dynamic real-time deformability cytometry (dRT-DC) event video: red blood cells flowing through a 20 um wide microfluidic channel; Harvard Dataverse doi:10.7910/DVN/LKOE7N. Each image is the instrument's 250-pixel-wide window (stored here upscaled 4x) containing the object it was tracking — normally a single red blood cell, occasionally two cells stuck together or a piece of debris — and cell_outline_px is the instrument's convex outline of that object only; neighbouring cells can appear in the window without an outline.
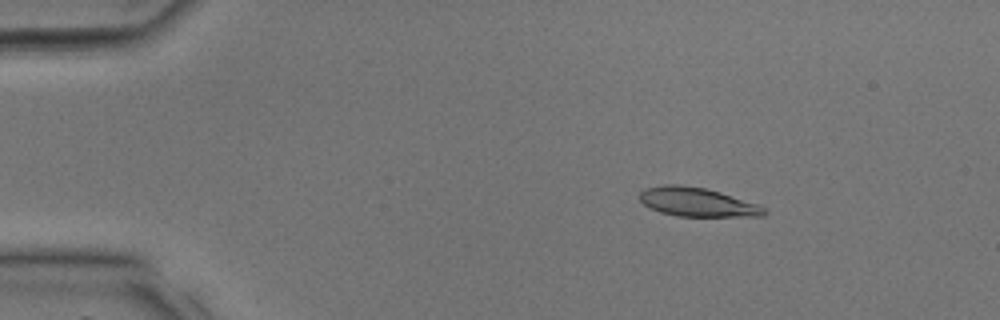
{"species": "common noctule bat (a hibernating species)", "species_latin": "Nyctalus noctula", "temperature_condition": "room temperature", "stored_images_in_passage": 35, "camera_frame_rate_fps": 3000, "um_per_image_px": 0.085, "animal": {"sex": "male", "body_mass_g": 17.9, "forearm_length_mm": 54.2}, "frame": {"image": 1, "passage_image": 6, "time_ms": 1.667, "image_size_px": [1000, 320], "cell_outline_px": [[768, 212], [764, 216], [676, 216], [660, 212], [644, 204], [640, 200], [640, 192], [644, 188], [664, 184], [680, 184], [704, 188], [720, 192], [760, 204]], "centroid_in_image_um": [59.28, 17.17], "position_along_channel_um": 25.7, "area_um2": 21.04}}
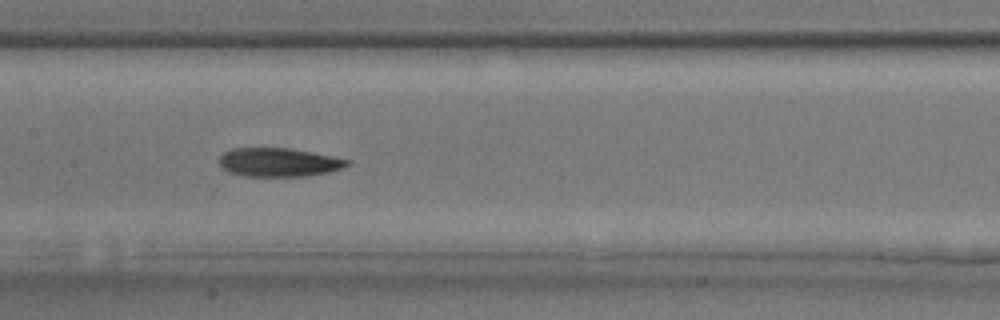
{"frame": {"image": 2, "passage_image": 18, "time_ms": 5.667, "image_size_px": [1000, 320], "cell_outline_px": [[352, 164], [344, 168], [328, 172], [304, 176], [248, 176], [228, 172], [220, 164], [220, 156], [224, 152], [232, 148], [288, 148], [312, 152], [352, 160]], "centroid_in_image_um": [23.75, 13.79], "position_along_channel_um": 183.7, "area_um2": 21.39}}
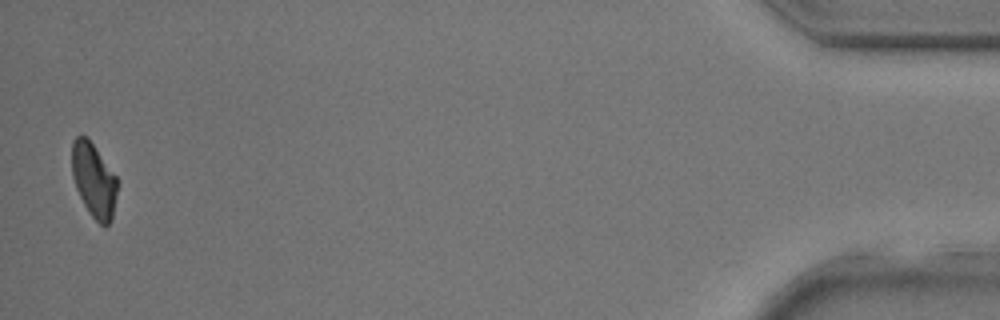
{"frame": {"image": 3, "passage_image": 35, "time_ms": 11.333, "image_size_px": [1000, 320], "cell_outline_px": [[120, 180], [112, 220], [104, 228], [92, 216], [84, 204], [76, 188], [72, 176], [72, 140], [80, 132], [92, 144]], "centroid_in_image_um": [8.0, 15.33], "position_along_channel_um": 427.2, "area_um2": 19.88}}